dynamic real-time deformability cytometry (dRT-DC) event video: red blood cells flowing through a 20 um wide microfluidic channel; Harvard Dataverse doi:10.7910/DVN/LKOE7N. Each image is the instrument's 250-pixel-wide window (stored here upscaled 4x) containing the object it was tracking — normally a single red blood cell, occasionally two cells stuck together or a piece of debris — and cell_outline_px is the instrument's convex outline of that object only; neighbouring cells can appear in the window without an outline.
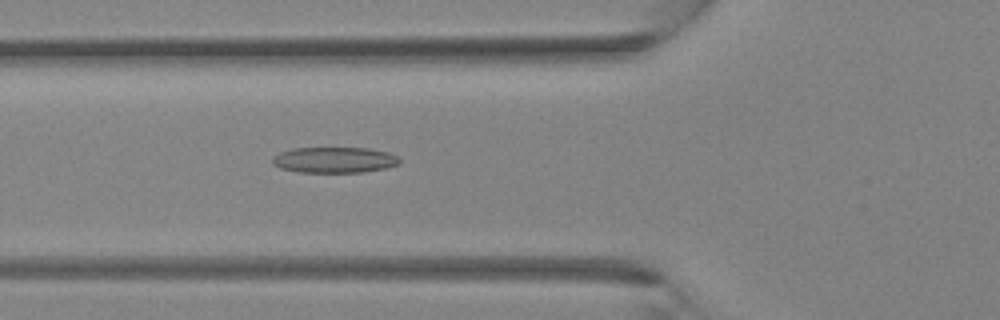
{"species": "Egyptian fruit bat (a non-hibernating species)", "species_latin": "Rousettus aegyptiacus", "temperature_condition": "room temperature", "stored_images_in_passage": 35, "camera_frame_rate_fps": 3000, "um_per_image_px": 0.085, "animal": {"sex": "female"}, "frame": {"image": 1, "passage_image": 11, "time_ms": 3.333, "image_size_px": [1000, 320], "cell_outline_px": [[400, 164], [384, 168], [364, 172], [296, 172], [280, 168], [272, 164], [272, 156], [280, 152], [292, 148], [368, 148], [388, 152], [396, 156], [400, 160]], "centroid_in_image_um": [28.39, 13.59], "position_along_channel_um": 97.4, "area_um2": 19.19}}
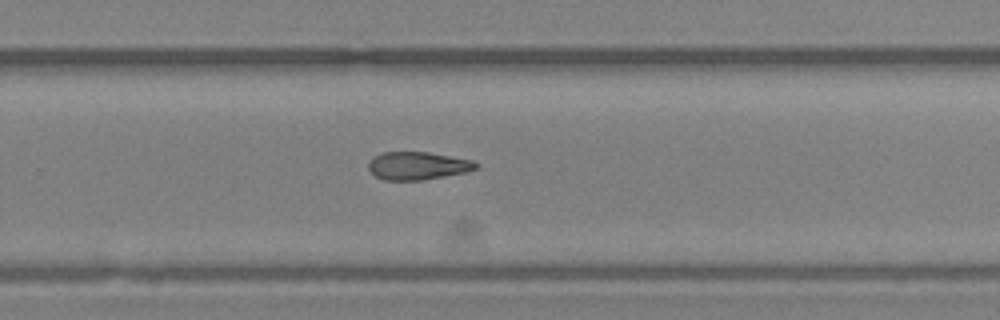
{"frame": {"image": 2, "passage_image": 22, "time_ms": 7.0, "image_size_px": [1000, 320], "cell_outline_px": [[480, 164], [476, 168], [468, 172], [424, 180], [384, 180], [376, 176], [368, 168], [368, 164], [372, 156], [380, 152], [428, 152], [472, 160]], "centroid_in_image_um": [35.5, 14.09], "position_along_channel_um": 294.3, "area_um2": 17.63}}
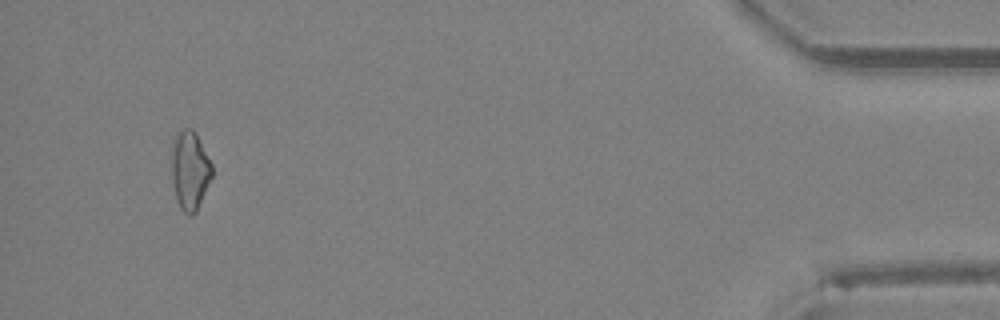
{"frame": {"image": 3, "passage_image": 33, "time_ms": 10.667, "image_size_px": [1000, 320], "cell_outline_px": [[212, 176], [196, 212], [192, 216], [188, 216], [180, 208], [176, 200], [172, 180], [172, 152], [176, 136], [184, 128], [192, 128], [196, 132], [212, 164]], "centroid_in_image_um": [16.15, 14.51], "position_along_channel_um": 419.0, "area_um2": 18.44}}